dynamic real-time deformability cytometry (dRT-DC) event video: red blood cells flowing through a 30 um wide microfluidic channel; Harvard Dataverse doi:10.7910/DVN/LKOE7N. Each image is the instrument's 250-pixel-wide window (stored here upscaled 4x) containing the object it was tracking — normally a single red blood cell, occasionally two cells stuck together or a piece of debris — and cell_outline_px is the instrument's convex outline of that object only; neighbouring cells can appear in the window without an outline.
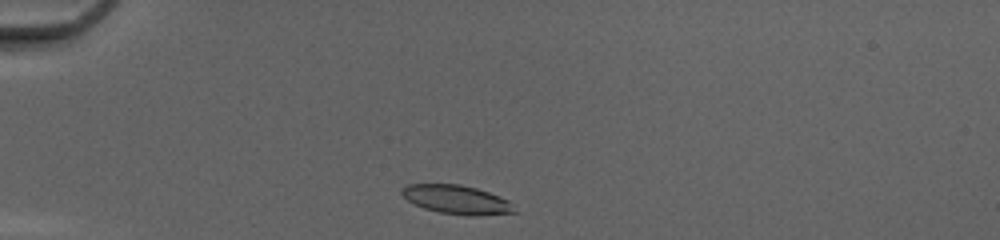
{"species": "common noctule bat (a hibernating species)", "species_latin": "Nyctalus noctula", "temperature_condition": "cold", "stored_images_in_passage": 31, "camera_frame_rate_fps": 3000, "um_per_image_px": 0.085, "animal": {"sex": "female", "body_mass_g": 20.0, "forearm_length_mm": 54.0}, "frame": {"image": 1, "passage_image": 1, "time_ms": 0.0, "image_size_px": [1000, 240], "cell_outline_px": [[520, 212], [476, 216], [468, 216], [440, 212], [424, 208], [408, 200], [400, 192], [408, 184], [460, 184], [476, 188], [488, 192], [508, 200]], "centroid_in_image_um": [38.87, 16.98], "position_along_channel_um": 46.1, "area_um2": 18.84}}
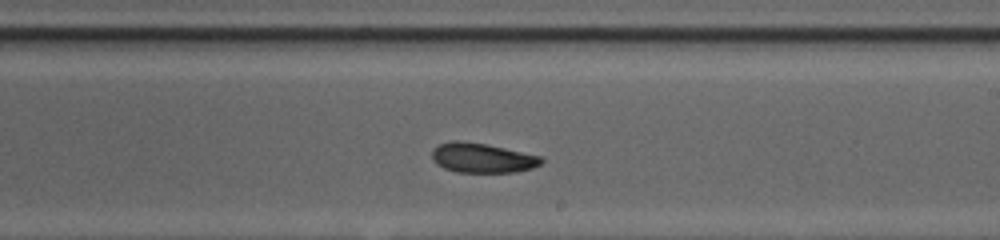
{"frame": {"image": 2, "passage_image": 18, "time_ms": 5.667, "image_size_px": [1000, 240], "cell_outline_px": [[544, 160], [540, 164], [532, 168], [516, 172], [456, 172], [444, 168], [436, 164], [432, 160], [432, 148], [440, 144], [452, 140], [456, 140], [488, 144], [540, 156]], "centroid_in_image_um": [40.96, 13.42], "position_along_channel_um": 248.0, "area_um2": 18.96}}
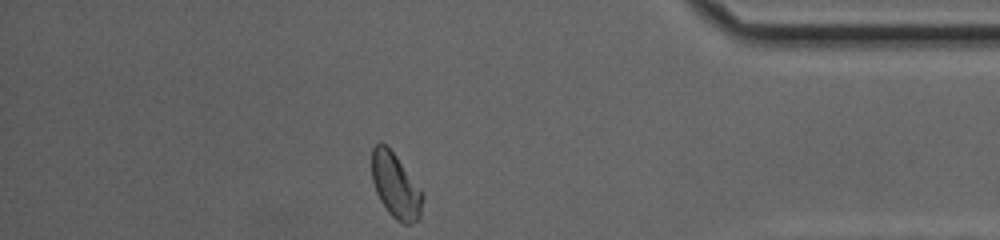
{"frame": {"image": 3, "passage_image": 31, "time_ms": 10.0, "image_size_px": [1000, 240], "cell_outline_px": [[424, 200], [420, 216], [412, 224], [404, 224], [396, 220], [388, 212], [380, 200], [376, 192], [372, 180], [372, 148], [380, 140], [396, 156], [420, 188], [424, 196]], "centroid_in_image_um": [33.63, 15.81], "position_along_channel_um": 401.6, "area_um2": 19.13}, "authors_computed_cell_mechanics": {"area_um2": 18.9584, "velocity_mm_per_s": 4.1754, "shape_relaxation_time_tau1_ms": 3.5597, "shape_relaxation_time_tau2_ms": 4.3098, "deformation_change_tau1": 0.1279, "deformation_change_tau2": 0.1096}}